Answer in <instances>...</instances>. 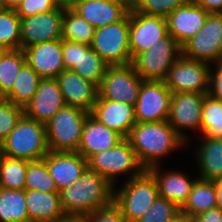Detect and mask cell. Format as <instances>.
<instances>
[{"instance_id":"6da1fadb","label":"cell","mask_w":222,"mask_h":222,"mask_svg":"<svg viewBox=\"0 0 222 222\" xmlns=\"http://www.w3.org/2000/svg\"><path fill=\"white\" fill-rule=\"evenodd\" d=\"M141 166L148 170L157 166L161 157L175 148L185 145V141L166 121L136 124L127 137Z\"/></svg>"},{"instance_id":"7a4b0ae2","label":"cell","mask_w":222,"mask_h":222,"mask_svg":"<svg viewBox=\"0 0 222 222\" xmlns=\"http://www.w3.org/2000/svg\"><path fill=\"white\" fill-rule=\"evenodd\" d=\"M113 197L114 186L89 168L72 185L60 191L65 214L88 215L111 205Z\"/></svg>"},{"instance_id":"3957f363","label":"cell","mask_w":222,"mask_h":222,"mask_svg":"<svg viewBox=\"0 0 222 222\" xmlns=\"http://www.w3.org/2000/svg\"><path fill=\"white\" fill-rule=\"evenodd\" d=\"M49 151L46 124L25 114L0 144V154L27 161L43 159Z\"/></svg>"},{"instance_id":"277c9868","label":"cell","mask_w":222,"mask_h":222,"mask_svg":"<svg viewBox=\"0 0 222 222\" xmlns=\"http://www.w3.org/2000/svg\"><path fill=\"white\" fill-rule=\"evenodd\" d=\"M115 190L113 203L127 222H136L144 216L159 196L156 180L148 170L129 178L118 192Z\"/></svg>"},{"instance_id":"5b68a950","label":"cell","mask_w":222,"mask_h":222,"mask_svg":"<svg viewBox=\"0 0 222 222\" xmlns=\"http://www.w3.org/2000/svg\"><path fill=\"white\" fill-rule=\"evenodd\" d=\"M90 113L65 105L47 123V143L50 151H77L85 121Z\"/></svg>"},{"instance_id":"8992f818","label":"cell","mask_w":222,"mask_h":222,"mask_svg":"<svg viewBox=\"0 0 222 222\" xmlns=\"http://www.w3.org/2000/svg\"><path fill=\"white\" fill-rule=\"evenodd\" d=\"M90 47L109 66L131 64L129 13L121 21L96 28Z\"/></svg>"},{"instance_id":"52a82bcc","label":"cell","mask_w":222,"mask_h":222,"mask_svg":"<svg viewBox=\"0 0 222 222\" xmlns=\"http://www.w3.org/2000/svg\"><path fill=\"white\" fill-rule=\"evenodd\" d=\"M182 55V47L168 34L148 50L138 54L132 65L144 81H164L169 68Z\"/></svg>"},{"instance_id":"ba28073f","label":"cell","mask_w":222,"mask_h":222,"mask_svg":"<svg viewBox=\"0 0 222 222\" xmlns=\"http://www.w3.org/2000/svg\"><path fill=\"white\" fill-rule=\"evenodd\" d=\"M88 168L106 178L113 186L119 174L133 172L130 176H139L145 169L139 163L135 151L127 138L106 151L92 155L88 160Z\"/></svg>"},{"instance_id":"9c48e42d","label":"cell","mask_w":222,"mask_h":222,"mask_svg":"<svg viewBox=\"0 0 222 222\" xmlns=\"http://www.w3.org/2000/svg\"><path fill=\"white\" fill-rule=\"evenodd\" d=\"M182 55L208 64L222 61V13L208 14L200 30L182 46Z\"/></svg>"},{"instance_id":"30bf717a","label":"cell","mask_w":222,"mask_h":222,"mask_svg":"<svg viewBox=\"0 0 222 222\" xmlns=\"http://www.w3.org/2000/svg\"><path fill=\"white\" fill-rule=\"evenodd\" d=\"M144 80L132 64L108 66L100 85L98 98L135 105Z\"/></svg>"},{"instance_id":"8fae6325","label":"cell","mask_w":222,"mask_h":222,"mask_svg":"<svg viewBox=\"0 0 222 222\" xmlns=\"http://www.w3.org/2000/svg\"><path fill=\"white\" fill-rule=\"evenodd\" d=\"M210 65L181 55L169 68L164 80L172 93L192 92L208 94Z\"/></svg>"},{"instance_id":"7c38bea8","label":"cell","mask_w":222,"mask_h":222,"mask_svg":"<svg viewBox=\"0 0 222 222\" xmlns=\"http://www.w3.org/2000/svg\"><path fill=\"white\" fill-rule=\"evenodd\" d=\"M62 57L65 69L74 71L97 86L109 66L90 45L66 39H62Z\"/></svg>"},{"instance_id":"4fadbf2b","label":"cell","mask_w":222,"mask_h":222,"mask_svg":"<svg viewBox=\"0 0 222 222\" xmlns=\"http://www.w3.org/2000/svg\"><path fill=\"white\" fill-rule=\"evenodd\" d=\"M171 93L164 81H143L134 105L136 122L166 121L170 111Z\"/></svg>"},{"instance_id":"5bb4252c","label":"cell","mask_w":222,"mask_h":222,"mask_svg":"<svg viewBox=\"0 0 222 222\" xmlns=\"http://www.w3.org/2000/svg\"><path fill=\"white\" fill-rule=\"evenodd\" d=\"M167 20L162 16L129 12V46L132 60L168 35Z\"/></svg>"},{"instance_id":"9a60e30c","label":"cell","mask_w":222,"mask_h":222,"mask_svg":"<svg viewBox=\"0 0 222 222\" xmlns=\"http://www.w3.org/2000/svg\"><path fill=\"white\" fill-rule=\"evenodd\" d=\"M63 8L20 18L21 49L46 41L62 39Z\"/></svg>"},{"instance_id":"2e32d148","label":"cell","mask_w":222,"mask_h":222,"mask_svg":"<svg viewBox=\"0 0 222 222\" xmlns=\"http://www.w3.org/2000/svg\"><path fill=\"white\" fill-rule=\"evenodd\" d=\"M204 93H171V105L167 121L177 134L186 142L181 129H199L201 131V111Z\"/></svg>"},{"instance_id":"e0dca14e","label":"cell","mask_w":222,"mask_h":222,"mask_svg":"<svg viewBox=\"0 0 222 222\" xmlns=\"http://www.w3.org/2000/svg\"><path fill=\"white\" fill-rule=\"evenodd\" d=\"M65 105L57 80L45 78L40 80L35 95L24 107V114L46 124Z\"/></svg>"},{"instance_id":"ac0fdd59","label":"cell","mask_w":222,"mask_h":222,"mask_svg":"<svg viewBox=\"0 0 222 222\" xmlns=\"http://www.w3.org/2000/svg\"><path fill=\"white\" fill-rule=\"evenodd\" d=\"M43 159L59 191L72 185L88 168V161L77 151H49Z\"/></svg>"},{"instance_id":"d6986e66","label":"cell","mask_w":222,"mask_h":222,"mask_svg":"<svg viewBox=\"0 0 222 222\" xmlns=\"http://www.w3.org/2000/svg\"><path fill=\"white\" fill-rule=\"evenodd\" d=\"M65 104L91 112L98 98V86L83 79L72 70L65 69L56 78Z\"/></svg>"},{"instance_id":"ffe728a7","label":"cell","mask_w":222,"mask_h":222,"mask_svg":"<svg viewBox=\"0 0 222 222\" xmlns=\"http://www.w3.org/2000/svg\"><path fill=\"white\" fill-rule=\"evenodd\" d=\"M26 62L42 78H56L65 70L62 39L34 44L23 49Z\"/></svg>"},{"instance_id":"44dd1931","label":"cell","mask_w":222,"mask_h":222,"mask_svg":"<svg viewBox=\"0 0 222 222\" xmlns=\"http://www.w3.org/2000/svg\"><path fill=\"white\" fill-rule=\"evenodd\" d=\"M208 14L191 0L189 3L172 11L166 17L168 33L182 47L204 25Z\"/></svg>"},{"instance_id":"7402d4cb","label":"cell","mask_w":222,"mask_h":222,"mask_svg":"<svg viewBox=\"0 0 222 222\" xmlns=\"http://www.w3.org/2000/svg\"><path fill=\"white\" fill-rule=\"evenodd\" d=\"M90 114L109 129L127 138L136 124L134 106L105 99H97Z\"/></svg>"},{"instance_id":"603a6c76","label":"cell","mask_w":222,"mask_h":222,"mask_svg":"<svg viewBox=\"0 0 222 222\" xmlns=\"http://www.w3.org/2000/svg\"><path fill=\"white\" fill-rule=\"evenodd\" d=\"M123 139L124 137L121 134L109 129L89 114L83 127L77 152L88 160L98 152L111 149Z\"/></svg>"},{"instance_id":"cb8c5ba5","label":"cell","mask_w":222,"mask_h":222,"mask_svg":"<svg viewBox=\"0 0 222 222\" xmlns=\"http://www.w3.org/2000/svg\"><path fill=\"white\" fill-rule=\"evenodd\" d=\"M72 9L95 29L121 21L129 11L109 0H80Z\"/></svg>"},{"instance_id":"d4e9b609","label":"cell","mask_w":222,"mask_h":222,"mask_svg":"<svg viewBox=\"0 0 222 222\" xmlns=\"http://www.w3.org/2000/svg\"><path fill=\"white\" fill-rule=\"evenodd\" d=\"M25 201L29 222H55L65 214L60 192L25 190Z\"/></svg>"},{"instance_id":"484cf974","label":"cell","mask_w":222,"mask_h":222,"mask_svg":"<svg viewBox=\"0 0 222 222\" xmlns=\"http://www.w3.org/2000/svg\"><path fill=\"white\" fill-rule=\"evenodd\" d=\"M148 171L156 180L159 196L174 202L181 208L187 201L196 179L190 180L180 171H168L162 174L158 165Z\"/></svg>"},{"instance_id":"4316f807","label":"cell","mask_w":222,"mask_h":222,"mask_svg":"<svg viewBox=\"0 0 222 222\" xmlns=\"http://www.w3.org/2000/svg\"><path fill=\"white\" fill-rule=\"evenodd\" d=\"M197 148L200 179L214 181L222 178V138L204 136Z\"/></svg>"},{"instance_id":"83f0119b","label":"cell","mask_w":222,"mask_h":222,"mask_svg":"<svg viewBox=\"0 0 222 222\" xmlns=\"http://www.w3.org/2000/svg\"><path fill=\"white\" fill-rule=\"evenodd\" d=\"M214 207H218L214 181L198 178L192 186L187 201L181 207V215L190 220Z\"/></svg>"},{"instance_id":"f1b7e54d","label":"cell","mask_w":222,"mask_h":222,"mask_svg":"<svg viewBox=\"0 0 222 222\" xmlns=\"http://www.w3.org/2000/svg\"><path fill=\"white\" fill-rule=\"evenodd\" d=\"M42 78L26 62L14 82L12 90L3 98L24 108L33 98Z\"/></svg>"},{"instance_id":"f546056e","label":"cell","mask_w":222,"mask_h":222,"mask_svg":"<svg viewBox=\"0 0 222 222\" xmlns=\"http://www.w3.org/2000/svg\"><path fill=\"white\" fill-rule=\"evenodd\" d=\"M0 222H29L24 190L0 187Z\"/></svg>"},{"instance_id":"4dcf8cb0","label":"cell","mask_w":222,"mask_h":222,"mask_svg":"<svg viewBox=\"0 0 222 222\" xmlns=\"http://www.w3.org/2000/svg\"><path fill=\"white\" fill-rule=\"evenodd\" d=\"M95 28L72 8H63L62 39L91 45Z\"/></svg>"},{"instance_id":"1f68e13d","label":"cell","mask_w":222,"mask_h":222,"mask_svg":"<svg viewBox=\"0 0 222 222\" xmlns=\"http://www.w3.org/2000/svg\"><path fill=\"white\" fill-rule=\"evenodd\" d=\"M26 63L23 49L5 50L0 57V97L4 98L13 88L22 66Z\"/></svg>"},{"instance_id":"d6a6232c","label":"cell","mask_w":222,"mask_h":222,"mask_svg":"<svg viewBox=\"0 0 222 222\" xmlns=\"http://www.w3.org/2000/svg\"><path fill=\"white\" fill-rule=\"evenodd\" d=\"M28 161L0 154V187L24 190Z\"/></svg>"},{"instance_id":"836d02e7","label":"cell","mask_w":222,"mask_h":222,"mask_svg":"<svg viewBox=\"0 0 222 222\" xmlns=\"http://www.w3.org/2000/svg\"><path fill=\"white\" fill-rule=\"evenodd\" d=\"M202 136L222 138V101L205 95L201 111Z\"/></svg>"},{"instance_id":"e575fe53","label":"cell","mask_w":222,"mask_h":222,"mask_svg":"<svg viewBox=\"0 0 222 222\" xmlns=\"http://www.w3.org/2000/svg\"><path fill=\"white\" fill-rule=\"evenodd\" d=\"M24 189L41 192H60L48 171L44 159L28 161Z\"/></svg>"},{"instance_id":"d590c367","label":"cell","mask_w":222,"mask_h":222,"mask_svg":"<svg viewBox=\"0 0 222 222\" xmlns=\"http://www.w3.org/2000/svg\"><path fill=\"white\" fill-rule=\"evenodd\" d=\"M0 46L5 50L21 49L20 17L13 9L0 11Z\"/></svg>"},{"instance_id":"8d00e7d4","label":"cell","mask_w":222,"mask_h":222,"mask_svg":"<svg viewBox=\"0 0 222 222\" xmlns=\"http://www.w3.org/2000/svg\"><path fill=\"white\" fill-rule=\"evenodd\" d=\"M181 216V208L158 196L150 209L136 222H173Z\"/></svg>"},{"instance_id":"74e56055","label":"cell","mask_w":222,"mask_h":222,"mask_svg":"<svg viewBox=\"0 0 222 222\" xmlns=\"http://www.w3.org/2000/svg\"><path fill=\"white\" fill-rule=\"evenodd\" d=\"M191 0H136L134 10L139 13L167 17L172 11Z\"/></svg>"},{"instance_id":"f35d334b","label":"cell","mask_w":222,"mask_h":222,"mask_svg":"<svg viewBox=\"0 0 222 222\" xmlns=\"http://www.w3.org/2000/svg\"><path fill=\"white\" fill-rule=\"evenodd\" d=\"M23 114L24 108L3 98L0 99V144L15 128Z\"/></svg>"},{"instance_id":"ab89813d","label":"cell","mask_w":222,"mask_h":222,"mask_svg":"<svg viewBox=\"0 0 222 222\" xmlns=\"http://www.w3.org/2000/svg\"><path fill=\"white\" fill-rule=\"evenodd\" d=\"M57 6L56 0H23L15 11L24 18L54 10Z\"/></svg>"},{"instance_id":"60d3db41","label":"cell","mask_w":222,"mask_h":222,"mask_svg":"<svg viewBox=\"0 0 222 222\" xmlns=\"http://www.w3.org/2000/svg\"><path fill=\"white\" fill-rule=\"evenodd\" d=\"M87 222H127L121 210L112 203L87 215Z\"/></svg>"},{"instance_id":"b9f144b4","label":"cell","mask_w":222,"mask_h":222,"mask_svg":"<svg viewBox=\"0 0 222 222\" xmlns=\"http://www.w3.org/2000/svg\"><path fill=\"white\" fill-rule=\"evenodd\" d=\"M216 72L210 71L209 91L208 94L222 101V61L217 63Z\"/></svg>"},{"instance_id":"7bdbcfd3","label":"cell","mask_w":222,"mask_h":222,"mask_svg":"<svg viewBox=\"0 0 222 222\" xmlns=\"http://www.w3.org/2000/svg\"><path fill=\"white\" fill-rule=\"evenodd\" d=\"M191 222H222V209L214 207L208 211L197 214L190 219Z\"/></svg>"},{"instance_id":"ee69618b","label":"cell","mask_w":222,"mask_h":222,"mask_svg":"<svg viewBox=\"0 0 222 222\" xmlns=\"http://www.w3.org/2000/svg\"><path fill=\"white\" fill-rule=\"evenodd\" d=\"M209 14L222 13V0H193Z\"/></svg>"},{"instance_id":"f6af8a7d","label":"cell","mask_w":222,"mask_h":222,"mask_svg":"<svg viewBox=\"0 0 222 222\" xmlns=\"http://www.w3.org/2000/svg\"><path fill=\"white\" fill-rule=\"evenodd\" d=\"M55 222H87V215L64 214Z\"/></svg>"},{"instance_id":"bcb514c9","label":"cell","mask_w":222,"mask_h":222,"mask_svg":"<svg viewBox=\"0 0 222 222\" xmlns=\"http://www.w3.org/2000/svg\"><path fill=\"white\" fill-rule=\"evenodd\" d=\"M217 206L222 209V178L214 180Z\"/></svg>"},{"instance_id":"7dc6e473","label":"cell","mask_w":222,"mask_h":222,"mask_svg":"<svg viewBox=\"0 0 222 222\" xmlns=\"http://www.w3.org/2000/svg\"><path fill=\"white\" fill-rule=\"evenodd\" d=\"M111 2H116L124 6L129 12L132 11L135 7L136 0H109Z\"/></svg>"},{"instance_id":"c3c4849f","label":"cell","mask_w":222,"mask_h":222,"mask_svg":"<svg viewBox=\"0 0 222 222\" xmlns=\"http://www.w3.org/2000/svg\"><path fill=\"white\" fill-rule=\"evenodd\" d=\"M22 1L23 0H2V4L6 9L16 10Z\"/></svg>"},{"instance_id":"681fc988","label":"cell","mask_w":222,"mask_h":222,"mask_svg":"<svg viewBox=\"0 0 222 222\" xmlns=\"http://www.w3.org/2000/svg\"><path fill=\"white\" fill-rule=\"evenodd\" d=\"M80 0H56L59 7L62 8H72Z\"/></svg>"},{"instance_id":"f907efd6","label":"cell","mask_w":222,"mask_h":222,"mask_svg":"<svg viewBox=\"0 0 222 222\" xmlns=\"http://www.w3.org/2000/svg\"><path fill=\"white\" fill-rule=\"evenodd\" d=\"M173 222H191V221L187 219L185 216L181 215L178 219H176Z\"/></svg>"},{"instance_id":"816d5d0a","label":"cell","mask_w":222,"mask_h":222,"mask_svg":"<svg viewBox=\"0 0 222 222\" xmlns=\"http://www.w3.org/2000/svg\"><path fill=\"white\" fill-rule=\"evenodd\" d=\"M4 52H5V49L0 46V57L2 56V54H3Z\"/></svg>"},{"instance_id":"f5cc1de1","label":"cell","mask_w":222,"mask_h":222,"mask_svg":"<svg viewBox=\"0 0 222 222\" xmlns=\"http://www.w3.org/2000/svg\"><path fill=\"white\" fill-rule=\"evenodd\" d=\"M4 9V6L2 4V0H0V11H2Z\"/></svg>"}]
</instances>
